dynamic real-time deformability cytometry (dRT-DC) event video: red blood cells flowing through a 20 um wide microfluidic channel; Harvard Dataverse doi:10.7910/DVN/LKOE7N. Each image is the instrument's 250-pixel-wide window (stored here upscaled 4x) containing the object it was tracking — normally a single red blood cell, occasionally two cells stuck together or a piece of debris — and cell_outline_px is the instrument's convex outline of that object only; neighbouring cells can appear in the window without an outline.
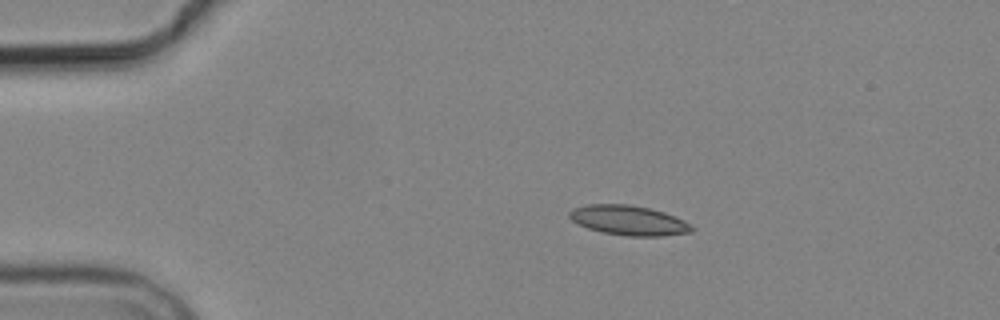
{"species": "common noctule bat (a hibernating species)", "species_latin": "Nyctalus noctula", "temperature_condition": "cold", "stored_images_in_passage": 5, "camera_frame_rate_fps": 3000, "um_per_image_px": 0.085, "animal": {"sex": "male", "body_mass_g": 19.2, "forearm_length_mm": 51.8}, "frame": {"image": 1, "passage_image": 2, "time_ms": 2.333, "image_size_px": [1000, 320], "cell_outline_px": [[696, 228], [692, 232], [664, 236], [628, 236], [604, 232], [588, 228], [572, 220], [568, 216], [568, 212], [572, 208], [584, 204], [628, 204], [652, 208], [664, 212], [684, 220], [692, 224]], "centroid_in_image_um": [53.47, 18.72], "position_along_channel_um": 31.5, "area_um2": 21.44}}
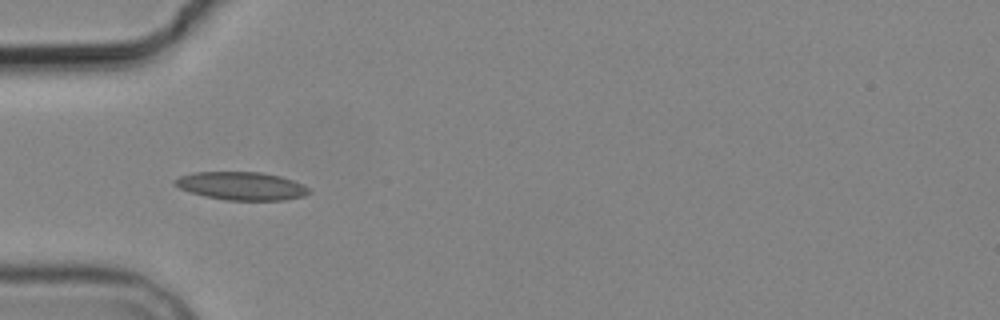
{"frame": {"image": 2, "passage_image": 4, "time_ms": 4.667, "image_size_px": [1000, 320], "cell_outline_px": [[312, 192], [304, 196], [284, 200], [228, 200], [204, 196], [180, 188], [172, 180], [180, 176], [196, 172], [260, 172], [280, 176], [292, 180], [308, 188]], "centroid_in_image_um": [20.54, 15.81], "position_along_channel_um": 64.5, "area_um2": 21.73}}
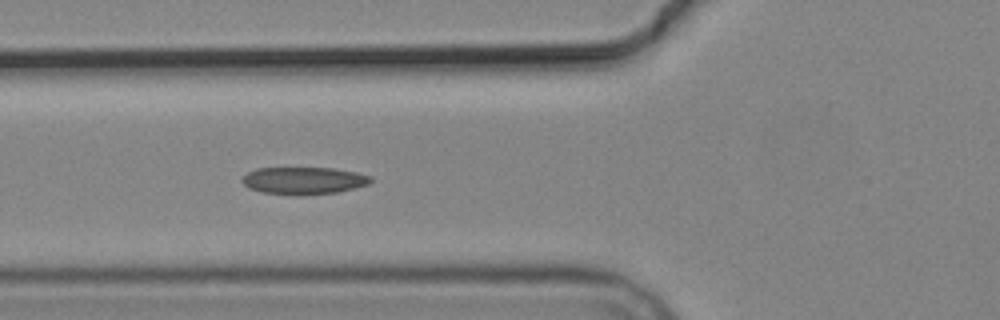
{"frame": {"image": 3, "passage_image": 5, "time_ms": 5.667, "image_size_px": [1000, 320], "cell_outline_px": [[372, 180], [368, 184], [336, 192], [260, 192], [248, 188], [240, 180], [248, 172], [256, 168], [332, 168], [356, 172], [372, 176]], "centroid_in_image_um": [25.8, 15.29], "position_along_channel_um": 100.0, "area_um2": 19.42}}